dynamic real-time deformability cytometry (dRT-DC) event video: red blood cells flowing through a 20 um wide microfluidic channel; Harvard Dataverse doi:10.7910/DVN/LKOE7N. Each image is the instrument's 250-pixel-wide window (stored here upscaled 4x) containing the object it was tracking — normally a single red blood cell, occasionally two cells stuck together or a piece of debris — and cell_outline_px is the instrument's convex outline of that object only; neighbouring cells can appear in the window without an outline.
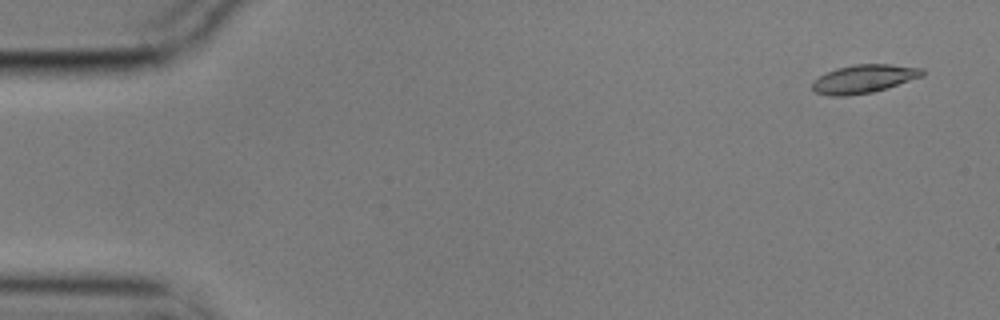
{"species": "common noctule bat (a hibernating species)", "species_latin": "Nyctalus noctula", "temperature_condition": "cold", "stored_images_in_passage": 12, "camera_frame_rate_fps": 3000, "um_per_image_px": 0.085, "animal": {"sex": "male", "body_mass_g": 17.9}, "frame": {"image": 1, "passage_image": 3, "time_ms": 0.667, "image_size_px": [1000, 320], "cell_outline_px": [[924, 76], [888, 88], [872, 92], [848, 96], [828, 96], [816, 92], [812, 88], [812, 80], [836, 68], [856, 64], [888, 64], [924, 68]], "centroid_in_image_um": [73.44, 6.71], "position_along_channel_um": 11.6, "area_um2": 18.32}}